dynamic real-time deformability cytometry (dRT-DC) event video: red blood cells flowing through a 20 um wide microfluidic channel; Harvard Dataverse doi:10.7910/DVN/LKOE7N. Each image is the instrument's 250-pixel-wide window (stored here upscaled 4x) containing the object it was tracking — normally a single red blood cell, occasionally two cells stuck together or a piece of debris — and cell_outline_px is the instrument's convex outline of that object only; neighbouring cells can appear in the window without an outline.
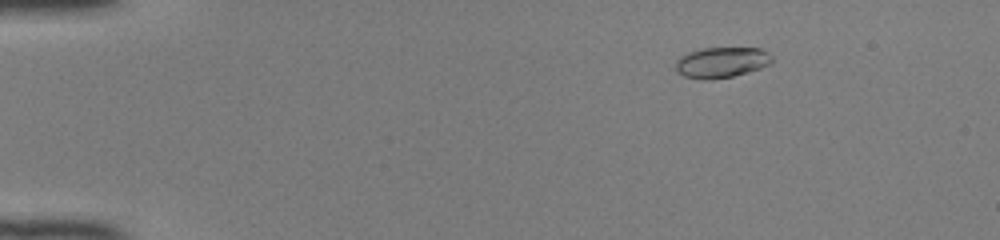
{"species": "common noctule bat (a hibernating species)", "species_latin": "Nyctalus noctula", "temperature_condition": "room temperature", "stored_images_in_passage": 50, "camera_frame_rate_fps": 3000, "um_per_image_px": 0.085, "animal": {"sex": "female", "body_mass_g": 22.0, "forearm_length_mm": 56.7}, "frame": {"image": 1, "passage_image": 8, "time_ms": 2.333, "image_size_px": [1000, 240], "cell_outline_px": [[772, 64], [760, 68], [732, 76], [712, 80], [704, 80], [684, 76], [676, 72], [676, 60], [680, 56], [688, 52], [704, 48], [760, 48], [768, 52], [772, 56]], "centroid_in_image_um": [61.32, 5.3], "position_along_channel_um": 23.7, "area_um2": 17.28}}
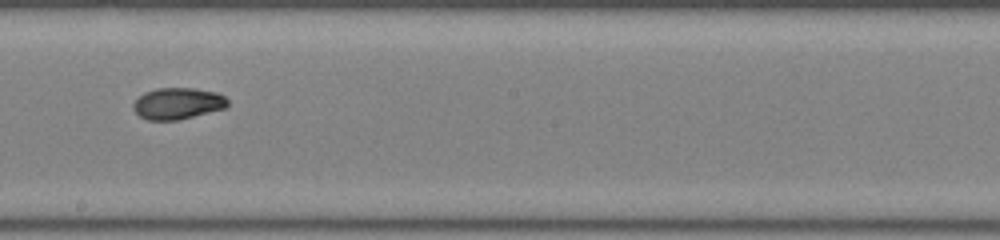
{"frame": {"image": 2, "passage_image": 30, "time_ms": 9.667, "image_size_px": [1000, 240], "cell_outline_px": [[228, 104], [224, 108], [176, 120], [148, 120], [140, 116], [132, 108], [132, 104], [144, 92], [156, 88], [196, 88], [216, 92], [224, 96], [228, 100]], "centroid_in_image_um": [15.08, 8.78], "position_along_channel_um": 233.1, "area_um2": 17.17}}
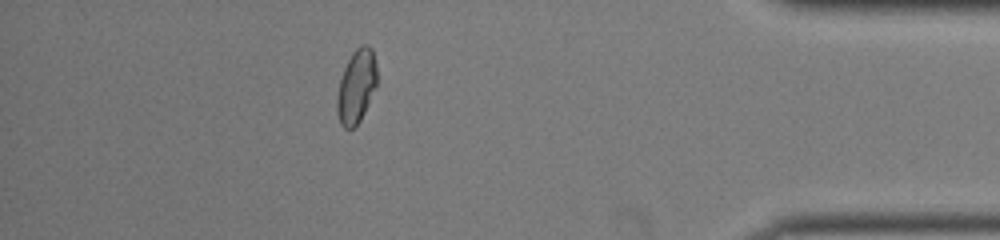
{"frame": {"image": 3, "passage_image": 45, "time_ms": 14.667, "image_size_px": [1000, 240], "cell_outline_px": [[376, 84], [368, 104], [360, 120], [352, 128], [344, 128], [340, 124], [336, 112], [336, 96], [340, 80], [344, 68], [352, 52], [360, 44], [368, 44], [372, 48], [376, 64]], "centroid_in_image_um": [30.27, 7.32], "position_along_channel_um": 404.9, "area_um2": 17.11}, "authors_computed_cell_mechanics": {"area_um2": 17.3111, "velocity_mm_per_s": 4.1378, "shape_relaxation_time_tau1_ms": 3.3647, "shape_relaxation_time_tau2_ms": 1.4644, "deformation_change_tau1": 0.1235, "deformation_change_tau2": 0.0422}}